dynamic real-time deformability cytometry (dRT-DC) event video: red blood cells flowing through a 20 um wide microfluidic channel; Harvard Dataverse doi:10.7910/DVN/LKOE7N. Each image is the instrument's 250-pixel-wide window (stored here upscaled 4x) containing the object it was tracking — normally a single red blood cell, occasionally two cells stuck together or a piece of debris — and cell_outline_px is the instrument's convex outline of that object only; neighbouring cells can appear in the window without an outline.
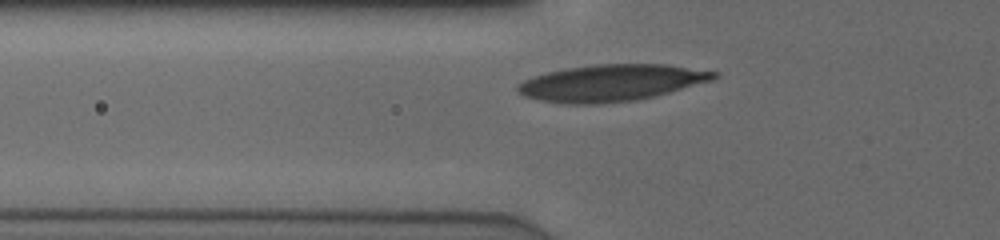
{"species": "human", "species_latin": "Homo sapiens", "temperature_condition": "cold", "stored_images_in_passage": 18, "segment_of_instrument_passage": [1, 2], "camera_frame_rate_fps": 3000, "um_per_image_px": 0.085, "donor": {"sex": "male"}, "frame": {"image": 1, "passage_image": 3, "time_ms": 0.667, "image_size_px": [1000, 240], "cell_outline_px": [[720, 76], [712, 80], [656, 96], [636, 100], [596, 104], [568, 104], [540, 100], [524, 96], [516, 88], [516, 84], [532, 76], [564, 68], [596, 64], [664, 64], [716, 72]], "centroid_in_image_um": [51.93, 7.04], "position_along_channel_um": 73.9, "area_um2": 41.79}}
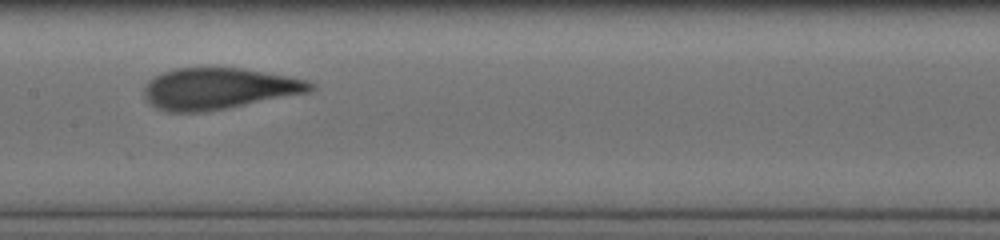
{"frame": {"image": 2, "passage_image": 9, "time_ms": 2.667, "image_size_px": [1000, 240], "cell_outline_px": [[316, 88], [312, 92], [208, 112], [168, 112], [156, 108], [144, 96], [144, 84], [148, 80], [164, 72], [176, 68], [244, 68], [288, 76], [308, 80], [316, 84]], "centroid_in_image_um": [18.64, 7.54], "position_along_channel_um": 188.8, "area_um2": 40.46}}
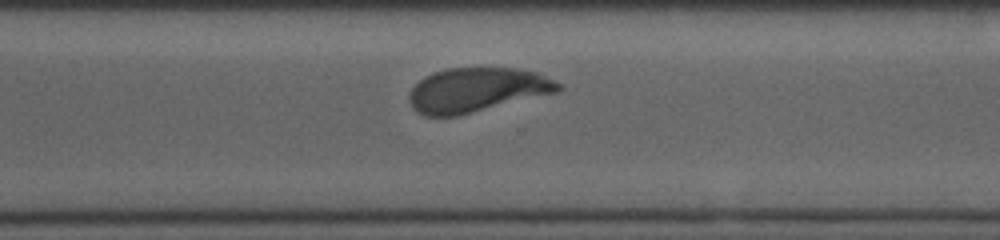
{"frame": {"image": 3, "passage_image": 16, "time_ms": 5.0, "image_size_px": [1000, 240], "cell_outline_px": [[564, 88], [560, 92], [456, 116], [424, 116], [416, 112], [412, 108], [408, 100], [408, 96], [412, 88], [424, 76], [432, 72], [444, 68], [520, 68], [536, 72], [564, 84]], "centroid_in_image_um": [40.56, 7.64], "position_along_channel_um": 330.0, "area_um2": 39.02}}